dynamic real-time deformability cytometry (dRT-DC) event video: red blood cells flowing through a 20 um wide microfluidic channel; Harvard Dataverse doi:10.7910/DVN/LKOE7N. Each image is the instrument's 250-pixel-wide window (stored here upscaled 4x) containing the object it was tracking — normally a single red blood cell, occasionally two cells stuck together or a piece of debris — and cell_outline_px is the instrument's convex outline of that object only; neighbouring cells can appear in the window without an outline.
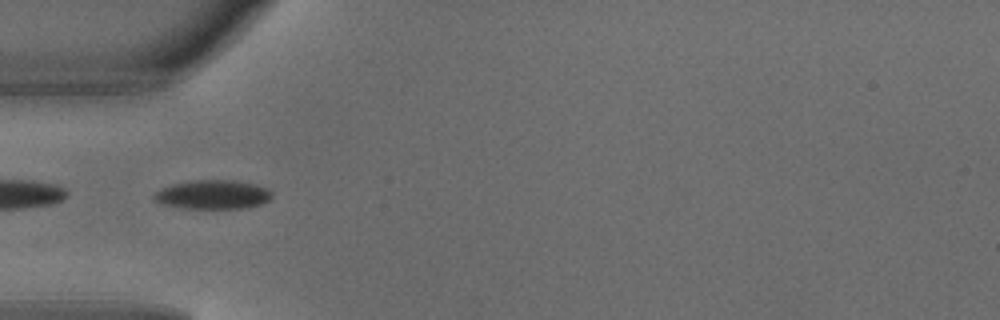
{"species": "common noctule bat (a hibernating species)", "species_latin": "Nyctalus noctula", "temperature_condition": "warm", "stored_images_in_passage": 4, "segment_of_instrument_passage": [2, 2], "camera_frame_rate_fps": 3000, "um_per_image_px": 0.085, "animal": {"sex": "male", "body_mass_g": 18.8}, "frame": {"image": 1, "passage_image": 2, "time_ms": 0.333, "image_size_px": [1000, 320], "cell_outline_px": [[272, 196], [268, 200], [260, 204], [248, 208], [180, 208], [160, 204], [152, 196], [160, 188], [172, 184], [188, 180], [236, 180], [256, 184], [268, 188], [272, 192]], "centroid_in_image_um": [18.08, 16.53], "position_along_channel_um": 66.9, "area_um2": 20.17}}
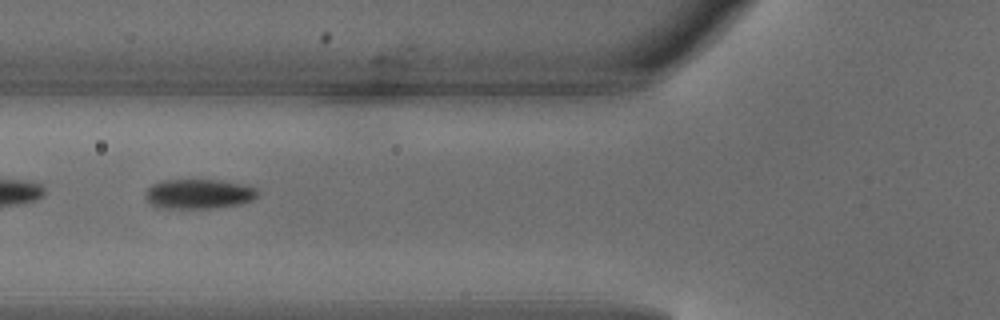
{"frame": {"image": 2, "passage_image": 3, "time_ms": 0.667, "image_size_px": [1000, 320], "cell_outline_px": [[260, 192], [252, 200], [240, 204], [208, 208], [156, 208], [144, 196], [144, 192], [152, 184], [160, 180], [220, 180], [244, 184], [256, 188]], "centroid_in_image_um": [16.87, 16.47], "position_along_channel_um": 108.9, "area_um2": 19.54}}
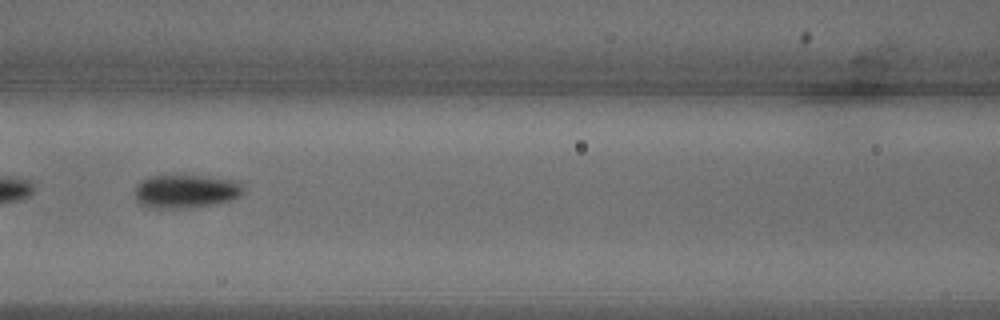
{"frame": {"image": 3, "passage_image": 4, "time_ms": 1.0, "image_size_px": [1000, 320], "cell_outline_px": [[244, 188], [240, 196], [232, 200], [212, 204], [180, 208], [148, 208], [140, 204], [136, 200], [136, 184], [152, 176], [200, 176], [236, 180]], "centroid_in_image_um": [15.79, 16.27], "position_along_channel_um": 150.8, "area_um2": 20.87}}